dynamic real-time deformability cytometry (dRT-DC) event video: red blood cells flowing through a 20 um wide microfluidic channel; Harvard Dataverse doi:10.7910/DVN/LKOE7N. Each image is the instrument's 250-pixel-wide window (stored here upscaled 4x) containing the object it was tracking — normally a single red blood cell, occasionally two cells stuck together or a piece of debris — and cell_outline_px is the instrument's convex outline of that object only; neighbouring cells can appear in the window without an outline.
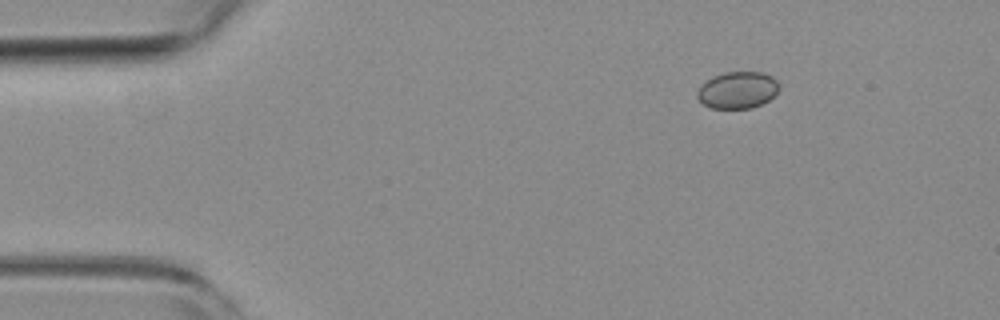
{"species": "common noctule bat (a hibernating species)", "species_latin": "Nyctalus noctula", "temperature_condition": "room temperature", "stored_images_in_passage": 17, "camera_frame_rate_fps": 3000, "um_per_image_px": 0.085, "animal": {"sex": "female", "body_mass_g": 19.3, "forearm_length_mm": 54.1}, "frame": {"image": 1, "passage_image": 1, "time_ms": 0.0, "image_size_px": [1000, 320], "cell_outline_px": [[780, 88], [768, 100], [752, 108], [712, 108], [704, 104], [696, 96], [696, 92], [700, 84], [712, 76], [724, 72], [764, 72], [772, 76], [780, 84]], "centroid_in_image_um": [62.68, 7.64], "position_along_channel_um": 22.3, "area_um2": 17.69}}
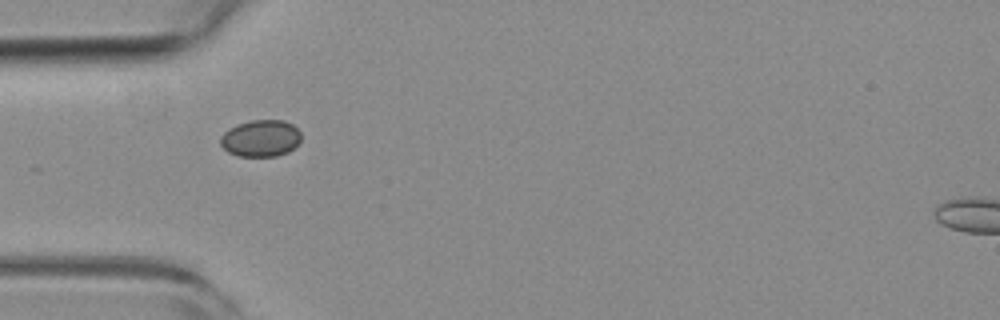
{"frame": {"image": 2, "passage_image": 10, "time_ms": 3.0, "image_size_px": [1000, 320], "cell_outline_px": [[300, 140], [288, 152], [276, 156], [240, 156], [228, 152], [220, 144], [220, 136], [228, 128], [236, 124], [252, 120], [284, 120], [292, 124], [300, 132]], "centroid_in_image_um": [22.13, 11.74], "position_along_channel_um": 62.9, "area_um2": 17.28}}
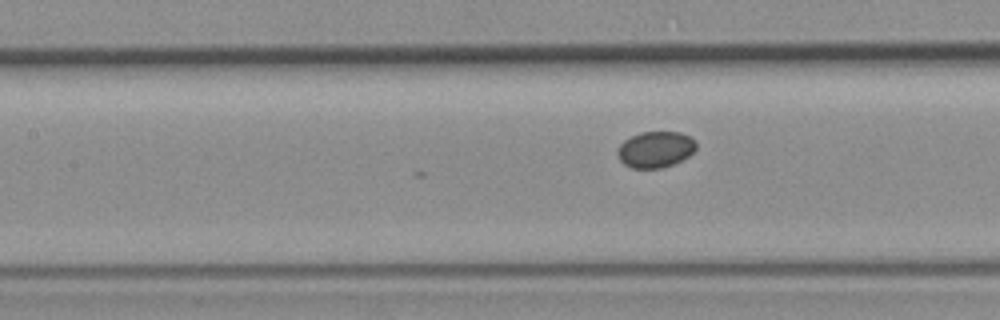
{"frame": {"image": 3, "passage_image": 17, "time_ms": 5.333, "image_size_px": [1000, 320], "cell_outline_px": [[696, 148], [688, 156], [672, 164], [660, 168], [632, 168], [624, 164], [620, 160], [616, 152], [620, 144], [624, 140], [640, 132], [680, 132], [692, 136], [696, 140]], "centroid_in_image_um": [55.71, 12.69], "position_along_channel_um": 151.7, "area_um2": 16.59}}